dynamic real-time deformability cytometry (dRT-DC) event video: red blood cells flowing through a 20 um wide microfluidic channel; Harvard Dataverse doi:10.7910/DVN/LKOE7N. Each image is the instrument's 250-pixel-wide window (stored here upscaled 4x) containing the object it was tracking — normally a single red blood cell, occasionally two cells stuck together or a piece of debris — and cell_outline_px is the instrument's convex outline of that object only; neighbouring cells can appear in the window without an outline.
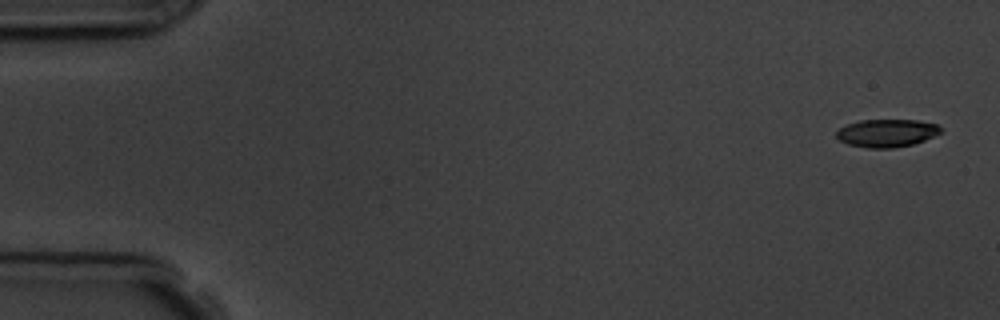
{"species": "common noctule bat (a hibernating species)", "species_latin": "Nyctalus noctula", "temperature_condition": "room temperature", "stored_images_in_passage": 5, "camera_frame_rate_fps": 3000, "um_per_image_px": 0.085, "animal": {"sex": "male", "body_mass_g": 19.5, "forearm_length_mm": 54.6}, "frame": {"image": 1, "passage_image": 1, "time_ms": 0.0, "image_size_px": [1000, 320], "cell_outline_px": [[940, 132], [924, 140], [912, 144], [892, 148], [868, 148], [848, 144], [840, 140], [836, 136], [836, 132], [840, 128], [848, 124], [860, 120], [916, 120], [936, 124], [940, 128]], "centroid_in_image_um": [75.34, 11.31], "position_along_channel_um": 9.7, "area_um2": 16.65}}
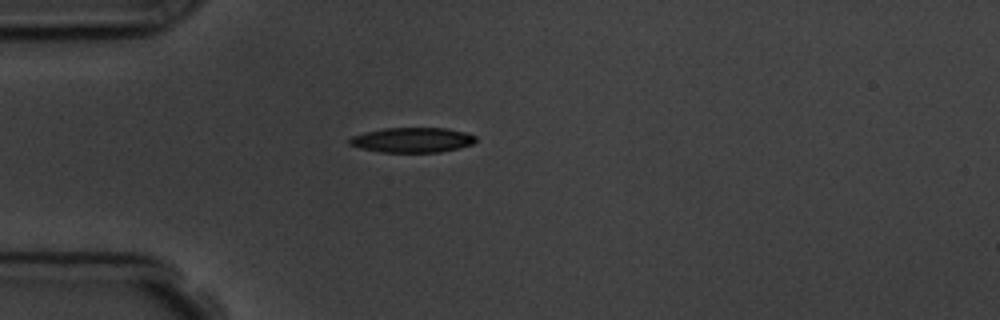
{"frame": {"image": 2, "passage_image": 4, "time_ms": 4.333, "image_size_px": [1000, 320], "cell_outline_px": [[476, 140], [472, 144], [460, 148], [440, 152], [380, 152], [360, 148], [348, 144], [348, 140], [352, 136], [364, 132], [384, 128], [444, 128], [464, 132], [476, 136]], "centroid_in_image_um": [35.02, 11.9], "position_along_channel_um": 50.0, "area_um2": 18.38}}